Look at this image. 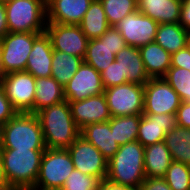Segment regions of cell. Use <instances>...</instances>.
Returning <instances> with one entry per match:
<instances>
[{
    "mask_svg": "<svg viewBox=\"0 0 190 190\" xmlns=\"http://www.w3.org/2000/svg\"><path fill=\"white\" fill-rule=\"evenodd\" d=\"M45 150L0 149L2 190H32Z\"/></svg>",
    "mask_w": 190,
    "mask_h": 190,
    "instance_id": "1",
    "label": "cell"
},
{
    "mask_svg": "<svg viewBox=\"0 0 190 190\" xmlns=\"http://www.w3.org/2000/svg\"><path fill=\"white\" fill-rule=\"evenodd\" d=\"M48 149H68L80 136L67 100L43 108L36 113Z\"/></svg>",
    "mask_w": 190,
    "mask_h": 190,
    "instance_id": "2",
    "label": "cell"
},
{
    "mask_svg": "<svg viewBox=\"0 0 190 190\" xmlns=\"http://www.w3.org/2000/svg\"><path fill=\"white\" fill-rule=\"evenodd\" d=\"M145 147L137 140L119 146L118 151L108 160L106 179L138 190L145 180Z\"/></svg>",
    "mask_w": 190,
    "mask_h": 190,
    "instance_id": "3",
    "label": "cell"
},
{
    "mask_svg": "<svg viewBox=\"0 0 190 190\" xmlns=\"http://www.w3.org/2000/svg\"><path fill=\"white\" fill-rule=\"evenodd\" d=\"M1 149L45 150L43 132L37 115L17 112L5 123Z\"/></svg>",
    "mask_w": 190,
    "mask_h": 190,
    "instance_id": "4",
    "label": "cell"
},
{
    "mask_svg": "<svg viewBox=\"0 0 190 190\" xmlns=\"http://www.w3.org/2000/svg\"><path fill=\"white\" fill-rule=\"evenodd\" d=\"M9 32L44 33L46 0H12L5 3Z\"/></svg>",
    "mask_w": 190,
    "mask_h": 190,
    "instance_id": "5",
    "label": "cell"
},
{
    "mask_svg": "<svg viewBox=\"0 0 190 190\" xmlns=\"http://www.w3.org/2000/svg\"><path fill=\"white\" fill-rule=\"evenodd\" d=\"M73 170L74 164L67 149L46 148L32 190H60Z\"/></svg>",
    "mask_w": 190,
    "mask_h": 190,
    "instance_id": "6",
    "label": "cell"
},
{
    "mask_svg": "<svg viewBox=\"0 0 190 190\" xmlns=\"http://www.w3.org/2000/svg\"><path fill=\"white\" fill-rule=\"evenodd\" d=\"M42 33L9 32L0 39L2 74L25 71L34 41Z\"/></svg>",
    "mask_w": 190,
    "mask_h": 190,
    "instance_id": "7",
    "label": "cell"
},
{
    "mask_svg": "<svg viewBox=\"0 0 190 190\" xmlns=\"http://www.w3.org/2000/svg\"><path fill=\"white\" fill-rule=\"evenodd\" d=\"M112 117L143 114L144 85L125 83L104 90Z\"/></svg>",
    "mask_w": 190,
    "mask_h": 190,
    "instance_id": "8",
    "label": "cell"
},
{
    "mask_svg": "<svg viewBox=\"0 0 190 190\" xmlns=\"http://www.w3.org/2000/svg\"><path fill=\"white\" fill-rule=\"evenodd\" d=\"M126 46L127 43L121 33L115 26H111L101 37L88 40L84 63L101 73L115 60V55Z\"/></svg>",
    "mask_w": 190,
    "mask_h": 190,
    "instance_id": "9",
    "label": "cell"
},
{
    "mask_svg": "<svg viewBox=\"0 0 190 190\" xmlns=\"http://www.w3.org/2000/svg\"><path fill=\"white\" fill-rule=\"evenodd\" d=\"M6 97L17 112L29 113L34 106L36 78L26 71L11 72L1 77Z\"/></svg>",
    "mask_w": 190,
    "mask_h": 190,
    "instance_id": "10",
    "label": "cell"
},
{
    "mask_svg": "<svg viewBox=\"0 0 190 190\" xmlns=\"http://www.w3.org/2000/svg\"><path fill=\"white\" fill-rule=\"evenodd\" d=\"M181 99L164 78H150L144 85L143 114H176Z\"/></svg>",
    "mask_w": 190,
    "mask_h": 190,
    "instance_id": "11",
    "label": "cell"
},
{
    "mask_svg": "<svg viewBox=\"0 0 190 190\" xmlns=\"http://www.w3.org/2000/svg\"><path fill=\"white\" fill-rule=\"evenodd\" d=\"M67 150L74 164V169L95 176L100 180L107 177L108 160L84 137L80 135Z\"/></svg>",
    "mask_w": 190,
    "mask_h": 190,
    "instance_id": "12",
    "label": "cell"
},
{
    "mask_svg": "<svg viewBox=\"0 0 190 190\" xmlns=\"http://www.w3.org/2000/svg\"><path fill=\"white\" fill-rule=\"evenodd\" d=\"M158 25L155 20L137 10L124 17L115 28L127 45L139 48L154 42Z\"/></svg>",
    "mask_w": 190,
    "mask_h": 190,
    "instance_id": "13",
    "label": "cell"
},
{
    "mask_svg": "<svg viewBox=\"0 0 190 190\" xmlns=\"http://www.w3.org/2000/svg\"><path fill=\"white\" fill-rule=\"evenodd\" d=\"M45 32L51 39L53 50L84 59L89 39L79 25L47 23Z\"/></svg>",
    "mask_w": 190,
    "mask_h": 190,
    "instance_id": "14",
    "label": "cell"
},
{
    "mask_svg": "<svg viewBox=\"0 0 190 190\" xmlns=\"http://www.w3.org/2000/svg\"><path fill=\"white\" fill-rule=\"evenodd\" d=\"M100 73L92 66L82 63L72 79L64 86L67 101H81L104 93Z\"/></svg>",
    "mask_w": 190,
    "mask_h": 190,
    "instance_id": "15",
    "label": "cell"
},
{
    "mask_svg": "<svg viewBox=\"0 0 190 190\" xmlns=\"http://www.w3.org/2000/svg\"><path fill=\"white\" fill-rule=\"evenodd\" d=\"M74 122L81 130L86 125L108 122L112 116L104 93L81 101H68Z\"/></svg>",
    "mask_w": 190,
    "mask_h": 190,
    "instance_id": "16",
    "label": "cell"
},
{
    "mask_svg": "<svg viewBox=\"0 0 190 190\" xmlns=\"http://www.w3.org/2000/svg\"><path fill=\"white\" fill-rule=\"evenodd\" d=\"M176 126V114H142L137 141L144 147L164 141L166 133Z\"/></svg>",
    "mask_w": 190,
    "mask_h": 190,
    "instance_id": "17",
    "label": "cell"
},
{
    "mask_svg": "<svg viewBox=\"0 0 190 190\" xmlns=\"http://www.w3.org/2000/svg\"><path fill=\"white\" fill-rule=\"evenodd\" d=\"M93 0H47V23L79 25Z\"/></svg>",
    "mask_w": 190,
    "mask_h": 190,
    "instance_id": "18",
    "label": "cell"
},
{
    "mask_svg": "<svg viewBox=\"0 0 190 190\" xmlns=\"http://www.w3.org/2000/svg\"><path fill=\"white\" fill-rule=\"evenodd\" d=\"M52 57L51 39L44 32L33 43L25 71L35 78L51 77Z\"/></svg>",
    "mask_w": 190,
    "mask_h": 190,
    "instance_id": "19",
    "label": "cell"
},
{
    "mask_svg": "<svg viewBox=\"0 0 190 190\" xmlns=\"http://www.w3.org/2000/svg\"><path fill=\"white\" fill-rule=\"evenodd\" d=\"M183 0H137L138 11L158 24L179 23Z\"/></svg>",
    "mask_w": 190,
    "mask_h": 190,
    "instance_id": "20",
    "label": "cell"
},
{
    "mask_svg": "<svg viewBox=\"0 0 190 190\" xmlns=\"http://www.w3.org/2000/svg\"><path fill=\"white\" fill-rule=\"evenodd\" d=\"M115 60L119 62L121 78L127 82L145 85L150 80L138 47L127 45L115 55Z\"/></svg>",
    "mask_w": 190,
    "mask_h": 190,
    "instance_id": "21",
    "label": "cell"
},
{
    "mask_svg": "<svg viewBox=\"0 0 190 190\" xmlns=\"http://www.w3.org/2000/svg\"><path fill=\"white\" fill-rule=\"evenodd\" d=\"M80 135L93 144L107 160L114 156L120 146L111 132L110 120L86 125L81 129Z\"/></svg>",
    "mask_w": 190,
    "mask_h": 190,
    "instance_id": "22",
    "label": "cell"
},
{
    "mask_svg": "<svg viewBox=\"0 0 190 190\" xmlns=\"http://www.w3.org/2000/svg\"><path fill=\"white\" fill-rule=\"evenodd\" d=\"M139 51L149 78H163L171 67V54L155 42L139 47Z\"/></svg>",
    "mask_w": 190,
    "mask_h": 190,
    "instance_id": "23",
    "label": "cell"
},
{
    "mask_svg": "<svg viewBox=\"0 0 190 190\" xmlns=\"http://www.w3.org/2000/svg\"><path fill=\"white\" fill-rule=\"evenodd\" d=\"M65 100L64 87L53 77L36 78L34 106L29 113L36 114L45 107Z\"/></svg>",
    "mask_w": 190,
    "mask_h": 190,
    "instance_id": "24",
    "label": "cell"
},
{
    "mask_svg": "<svg viewBox=\"0 0 190 190\" xmlns=\"http://www.w3.org/2000/svg\"><path fill=\"white\" fill-rule=\"evenodd\" d=\"M173 162L164 141L145 147L144 168L146 178L164 177Z\"/></svg>",
    "mask_w": 190,
    "mask_h": 190,
    "instance_id": "25",
    "label": "cell"
},
{
    "mask_svg": "<svg viewBox=\"0 0 190 190\" xmlns=\"http://www.w3.org/2000/svg\"><path fill=\"white\" fill-rule=\"evenodd\" d=\"M189 31L180 23L159 24L154 42L172 54L187 47Z\"/></svg>",
    "mask_w": 190,
    "mask_h": 190,
    "instance_id": "26",
    "label": "cell"
},
{
    "mask_svg": "<svg viewBox=\"0 0 190 190\" xmlns=\"http://www.w3.org/2000/svg\"><path fill=\"white\" fill-rule=\"evenodd\" d=\"M79 26L89 40L101 37L111 27L100 0L92 1Z\"/></svg>",
    "mask_w": 190,
    "mask_h": 190,
    "instance_id": "27",
    "label": "cell"
},
{
    "mask_svg": "<svg viewBox=\"0 0 190 190\" xmlns=\"http://www.w3.org/2000/svg\"><path fill=\"white\" fill-rule=\"evenodd\" d=\"M164 143L173 161L190 166V129L177 125L166 133Z\"/></svg>",
    "mask_w": 190,
    "mask_h": 190,
    "instance_id": "28",
    "label": "cell"
},
{
    "mask_svg": "<svg viewBox=\"0 0 190 190\" xmlns=\"http://www.w3.org/2000/svg\"><path fill=\"white\" fill-rule=\"evenodd\" d=\"M83 62L81 57L53 50L51 77L64 87Z\"/></svg>",
    "mask_w": 190,
    "mask_h": 190,
    "instance_id": "29",
    "label": "cell"
},
{
    "mask_svg": "<svg viewBox=\"0 0 190 190\" xmlns=\"http://www.w3.org/2000/svg\"><path fill=\"white\" fill-rule=\"evenodd\" d=\"M142 114L112 117L110 119V129L113 132L115 141L119 145L137 140L138 129Z\"/></svg>",
    "mask_w": 190,
    "mask_h": 190,
    "instance_id": "30",
    "label": "cell"
},
{
    "mask_svg": "<svg viewBox=\"0 0 190 190\" xmlns=\"http://www.w3.org/2000/svg\"><path fill=\"white\" fill-rule=\"evenodd\" d=\"M107 21L110 26H115L128 14L137 11V0H100Z\"/></svg>",
    "mask_w": 190,
    "mask_h": 190,
    "instance_id": "31",
    "label": "cell"
},
{
    "mask_svg": "<svg viewBox=\"0 0 190 190\" xmlns=\"http://www.w3.org/2000/svg\"><path fill=\"white\" fill-rule=\"evenodd\" d=\"M177 92L181 102L190 103V71L171 66L163 77Z\"/></svg>",
    "mask_w": 190,
    "mask_h": 190,
    "instance_id": "32",
    "label": "cell"
},
{
    "mask_svg": "<svg viewBox=\"0 0 190 190\" xmlns=\"http://www.w3.org/2000/svg\"><path fill=\"white\" fill-rule=\"evenodd\" d=\"M172 190H190V166L173 161L163 177Z\"/></svg>",
    "mask_w": 190,
    "mask_h": 190,
    "instance_id": "33",
    "label": "cell"
},
{
    "mask_svg": "<svg viewBox=\"0 0 190 190\" xmlns=\"http://www.w3.org/2000/svg\"><path fill=\"white\" fill-rule=\"evenodd\" d=\"M101 180L74 169L60 190H98Z\"/></svg>",
    "mask_w": 190,
    "mask_h": 190,
    "instance_id": "34",
    "label": "cell"
},
{
    "mask_svg": "<svg viewBox=\"0 0 190 190\" xmlns=\"http://www.w3.org/2000/svg\"><path fill=\"white\" fill-rule=\"evenodd\" d=\"M100 75L104 89L128 83L125 78H121L119 62L116 60H114L104 71H102Z\"/></svg>",
    "mask_w": 190,
    "mask_h": 190,
    "instance_id": "35",
    "label": "cell"
},
{
    "mask_svg": "<svg viewBox=\"0 0 190 190\" xmlns=\"http://www.w3.org/2000/svg\"><path fill=\"white\" fill-rule=\"evenodd\" d=\"M16 113L17 111L12 107L0 85V122L3 124L7 123Z\"/></svg>",
    "mask_w": 190,
    "mask_h": 190,
    "instance_id": "36",
    "label": "cell"
},
{
    "mask_svg": "<svg viewBox=\"0 0 190 190\" xmlns=\"http://www.w3.org/2000/svg\"><path fill=\"white\" fill-rule=\"evenodd\" d=\"M171 66L185 68L190 71V49L188 46L171 54Z\"/></svg>",
    "mask_w": 190,
    "mask_h": 190,
    "instance_id": "37",
    "label": "cell"
},
{
    "mask_svg": "<svg viewBox=\"0 0 190 190\" xmlns=\"http://www.w3.org/2000/svg\"><path fill=\"white\" fill-rule=\"evenodd\" d=\"M138 190H172L163 177L145 178Z\"/></svg>",
    "mask_w": 190,
    "mask_h": 190,
    "instance_id": "38",
    "label": "cell"
},
{
    "mask_svg": "<svg viewBox=\"0 0 190 190\" xmlns=\"http://www.w3.org/2000/svg\"><path fill=\"white\" fill-rule=\"evenodd\" d=\"M177 125L190 129V103L181 102L176 112Z\"/></svg>",
    "mask_w": 190,
    "mask_h": 190,
    "instance_id": "39",
    "label": "cell"
},
{
    "mask_svg": "<svg viewBox=\"0 0 190 190\" xmlns=\"http://www.w3.org/2000/svg\"><path fill=\"white\" fill-rule=\"evenodd\" d=\"M186 30L190 31V0H183L180 22Z\"/></svg>",
    "mask_w": 190,
    "mask_h": 190,
    "instance_id": "40",
    "label": "cell"
},
{
    "mask_svg": "<svg viewBox=\"0 0 190 190\" xmlns=\"http://www.w3.org/2000/svg\"><path fill=\"white\" fill-rule=\"evenodd\" d=\"M98 190H134L128 186H123L117 183H114L108 179L101 180Z\"/></svg>",
    "mask_w": 190,
    "mask_h": 190,
    "instance_id": "41",
    "label": "cell"
},
{
    "mask_svg": "<svg viewBox=\"0 0 190 190\" xmlns=\"http://www.w3.org/2000/svg\"><path fill=\"white\" fill-rule=\"evenodd\" d=\"M7 33H9L5 3L0 2V39H2Z\"/></svg>",
    "mask_w": 190,
    "mask_h": 190,
    "instance_id": "42",
    "label": "cell"
},
{
    "mask_svg": "<svg viewBox=\"0 0 190 190\" xmlns=\"http://www.w3.org/2000/svg\"><path fill=\"white\" fill-rule=\"evenodd\" d=\"M3 133H4V124L0 122V149L3 144Z\"/></svg>",
    "mask_w": 190,
    "mask_h": 190,
    "instance_id": "43",
    "label": "cell"
},
{
    "mask_svg": "<svg viewBox=\"0 0 190 190\" xmlns=\"http://www.w3.org/2000/svg\"><path fill=\"white\" fill-rule=\"evenodd\" d=\"M188 48L190 49V31H189V36H188V44H187Z\"/></svg>",
    "mask_w": 190,
    "mask_h": 190,
    "instance_id": "44",
    "label": "cell"
},
{
    "mask_svg": "<svg viewBox=\"0 0 190 190\" xmlns=\"http://www.w3.org/2000/svg\"><path fill=\"white\" fill-rule=\"evenodd\" d=\"M9 1H12V0H0V2H3V3H7Z\"/></svg>",
    "mask_w": 190,
    "mask_h": 190,
    "instance_id": "45",
    "label": "cell"
},
{
    "mask_svg": "<svg viewBox=\"0 0 190 190\" xmlns=\"http://www.w3.org/2000/svg\"><path fill=\"white\" fill-rule=\"evenodd\" d=\"M3 76L2 74V70H1V67H0V80H1V77Z\"/></svg>",
    "mask_w": 190,
    "mask_h": 190,
    "instance_id": "46",
    "label": "cell"
}]
</instances>
